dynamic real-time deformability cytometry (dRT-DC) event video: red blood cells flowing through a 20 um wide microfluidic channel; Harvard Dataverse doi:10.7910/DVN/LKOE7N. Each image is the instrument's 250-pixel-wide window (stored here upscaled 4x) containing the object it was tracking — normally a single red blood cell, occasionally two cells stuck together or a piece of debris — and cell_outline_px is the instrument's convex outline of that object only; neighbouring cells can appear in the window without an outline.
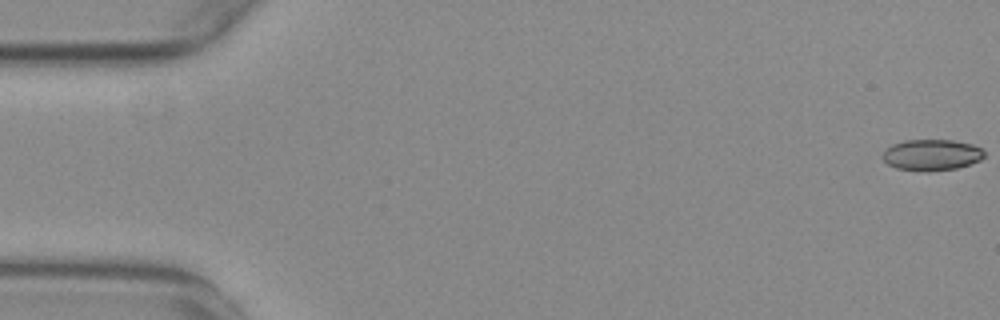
{"species": "common noctule bat (a hibernating species)", "species_latin": "Nyctalus noctula", "temperature_condition": "warm", "stored_images_in_passage": 55, "camera_frame_rate_fps": 3000, "um_per_image_px": 0.085, "animal": {"sex": "female", "body_mass_g": 29.2, "forearm_length_mm": 56.3}, "frame": {"image": 1, "passage_image": 1, "time_ms": 0.0, "image_size_px": [1000, 320], "cell_outline_px": [[984, 156], [980, 160], [956, 168], [896, 168], [888, 164], [880, 156], [892, 144], [904, 140], [952, 140], [972, 144], [980, 148], [984, 152]], "centroid_in_image_um": [79.18, 13.11], "position_along_channel_um": 5.8, "area_um2": 17.51}}
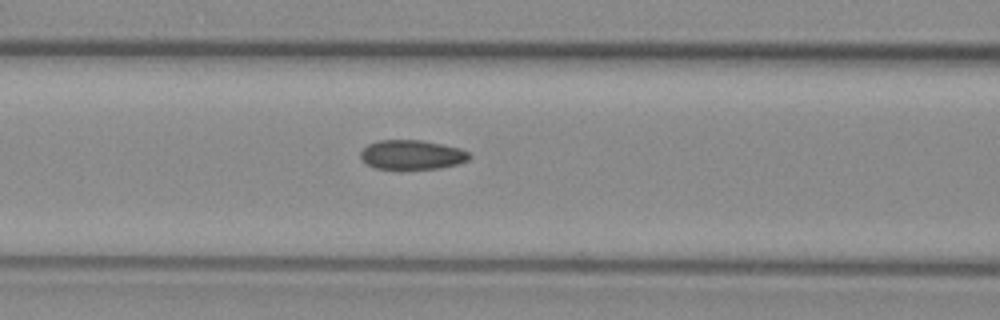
{"frame": {"image": 2, "passage_image": 23, "time_ms": 7.333, "image_size_px": [1000, 320], "cell_outline_px": [[472, 156], [468, 160], [456, 164], [440, 168], [400, 172], [376, 168], [368, 164], [360, 156], [360, 152], [368, 144], [376, 140], [420, 140], [460, 148], [468, 152]], "centroid_in_image_um": [34.99, 13.2], "position_along_channel_um": 131.6, "area_um2": 19.25}}
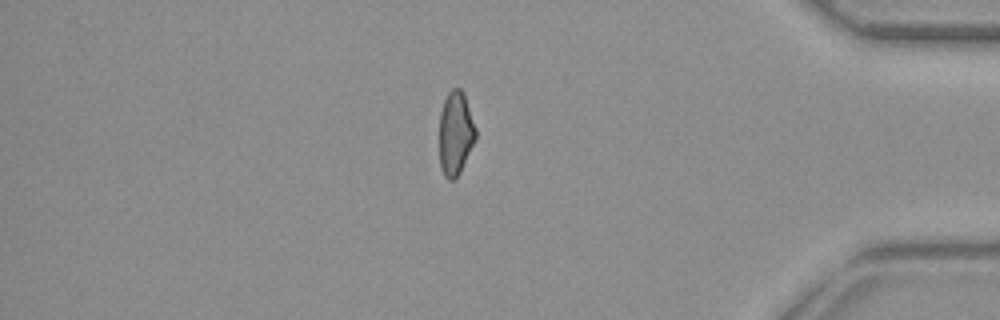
{"frame": {"image": 3, "passage_image": 47, "time_ms": 15.333, "image_size_px": [1000, 320], "cell_outline_px": [[476, 140], [460, 172], [452, 180], [448, 180], [444, 176], [440, 168], [440, 112], [444, 100], [448, 92], [452, 88], [460, 88], [464, 92], [476, 128]], "centroid_in_image_um": [38.73, 11.32], "position_along_channel_um": 396.5, "area_um2": 17.86}, "authors_computed_cell_mechanics": {"area_um2": 19.0162, "velocity_mm_per_s": 3.776, "shape_relaxation_time_tau1_ms": null, "shape_relaxation_time_tau2_ms": 2.551, "deformation_change_tau1": null, "deformation_change_tau2": 0.0735}}